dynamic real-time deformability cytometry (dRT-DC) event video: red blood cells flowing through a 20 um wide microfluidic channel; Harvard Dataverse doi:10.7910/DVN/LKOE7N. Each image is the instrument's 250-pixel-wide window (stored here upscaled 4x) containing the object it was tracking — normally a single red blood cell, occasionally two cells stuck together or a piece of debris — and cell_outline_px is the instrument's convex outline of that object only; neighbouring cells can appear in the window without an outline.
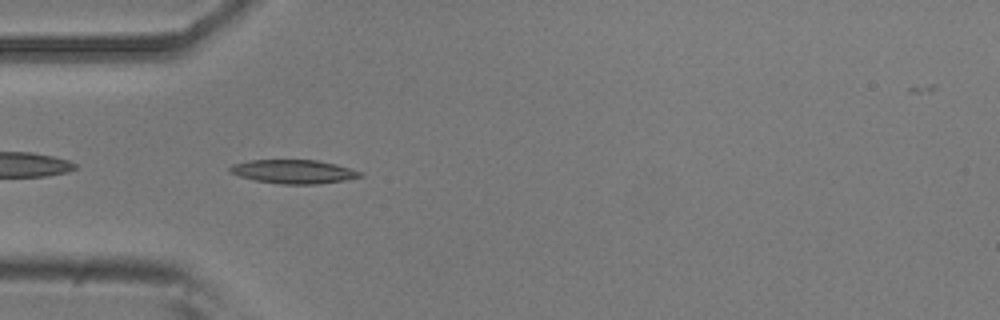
{"species": "common noctule bat (a hibernating species)", "species_latin": "Nyctalus noctula", "temperature_condition": "room temperature", "stored_images_in_passage": 6, "camera_frame_rate_fps": 3000, "um_per_image_px": 0.085, "animal": {"sex": "male", "body_mass_g": 20.5, "forearm_length_mm": 52.5}, "frame": {"image": 1, "passage_image": 5, "time_ms": 1.333, "image_size_px": [1000, 320], "cell_outline_px": [[364, 176], [348, 180], [316, 184], [280, 184], [256, 180], [240, 176], [228, 172], [228, 168], [232, 164], [248, 160], [316, 160], [336, 164], [364, 172]], "centroid_in_image_um": [24.98, 14.59], "position_along_channel_um": 60.0, "area_um2": 18.21}}
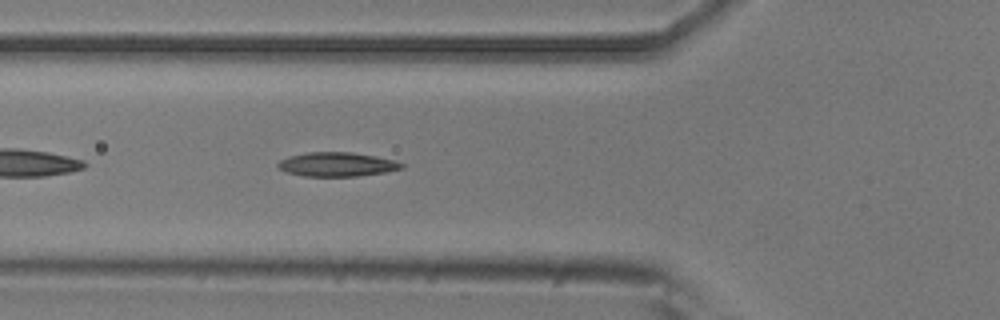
{"frame": {"image": 2, "passage_image": 6, "time_ms": 1.667, "image_size_px": [1000, 320], "cell_outline_px": [[404, 168], [384, 172], [356, 176], [304, 176], [288, 172], [280, 168], [276, 164], [280, 160], [288, 156], [308, 152], [352, 152], [376, 156], [392, 160], [404, 164]], "centroid_in_image_um": [28.63, 13.96], "position_along_channel_um": 97.2, "area_um2": 17.22}}